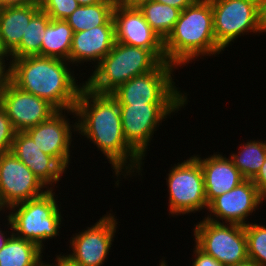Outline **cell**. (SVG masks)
<instances>
[{"label":"cell","instance_id":"9","mask_svg":"<svg viewBox=\"0 0 266 266\" xmlns=\"http://www.w3.org/2000/svg\"><path fill=\"white\" fill-rule=\"evenodd\" d=\"M217 45L224 51L238 36L261 33L258 0H210ZM248 32V33H247Z\"/></svg>","mask_w":266,"mask_h":266},{"label":"cell","instance_id":"17","mask_svg":"<svg viewBox=\"0 0 266 266\" xmlns=\"http://www.w3.org/2000/svg\"><path fill=\"white\" fill-rule=\"evenodd\" d=\"M11 152L34 173L47 190L53 189L66 171L54 157L41 151L26 132H16Z\"/></svg>","mask_w":266,"mask_h":266},{"label":"cell","instance_id":"20","mask_svg":"<svg viewBox=\"0 0 266 266\" xmlns=\"http://www.w3.org/2000/svg\"><path fill=\"white\" fill-rule=\"evenodd\" d=\"M40 9V3L0 8V35L10 53L20 44L31 18Z\"/></svg>","mask_w":266,"mask_h":266},{"label":"cell","instance_id":"29","mask_svg":"<svg viewBox=\"0 0 266 266\" xmlns=\"http://www.w3.org/2000/svg\"><path fill=\"white\" fill-rule=\"evenodd\" d=\"M16 131L5 110L0 106V155L10 152Z\"/></svg>","mask_w":266,"mask_h":266},{"label":"cell","instance_id":"13","mask_svg":"<svg viewBox=\"0 0 266 266\" xmlns=\"http://www.w3.org/2000/svg\"><path fill=\"white\" fill-rule=\"evenodd\" d=\"M0 106L16 132L35 127L57 111L46 100L18 88L10 80L0 94Z\"/></svg>","mask_w":266,"mask_h":266},{"label":"cell","instance_id":"38","mask_svg":"<svg viewBox=\"0 0 266 266\" xmlns=\"http://www.w3.org/2000/svg\"><path fill=\"white\" fill-rule=\"evenodd\" d=\"M116 1L124 6L138 7L141 3L150 0H116Z\"/></svg>","mask_w":266,"mask_h":266},{"label":"cell","instance_id":"34","mask_svg":"<svg viewBox=\"0 0 266 266\" xmlns=\"http://www.w3.org/2000/svg\"><path fill=\"white\" fill-rule=\"evenodd\" d=\"M9 68H10V66H8V64L7 65H4L0 61V94H1L4 86L6 85V83L9 80Z\"/></svg>","mask_w":266,"mask_h":266},{"label":"cell","instance_id":"39","mask_svg":"<svg viewBox=\"0 0 266 266\" xmlns=\"http://www.w3.org/2000/svg\"><path fill=\"white\" fill-rule=\"evenodd\" d=\"M60 254L59 255V266H79L78 264L72 262L69 258L66 256Z\"/></svg>","mask_w":266,"mask_h":266},{"label":"cell","instance_id":"16","mask_svg":"<svg viewBox=\"0 0 266 266\" xmlns=\"http://www.w3.org/2000/svg\"><path fill=\"white\" fill-rule=\"evenodd\" d=\"M63 114V110H57L47 120L25 132L41 151L54 157L67 170L71 160L70 146L73 141L71 130L77 131V121L74 125L70 124L66 114Z\"/></svg>","mask_w":266,"mask_h":266},{"label":"cell","instance_id":"36","mask_svg":"<svg viewBox=\"0 0 266 266\" xmlns=\"http://www.w3.org/2000/svg\"><path fill=\"white\" fill-rule=\"evenodd\" d=\"M12 57L11 53L7 50V48L4 46L2 37L0 35V61L5 65V59L6 61L9 59V57ZM6 57V58H5ZM8 58V59H7Z\"/></svg>","mask_w":266,"mask_h":266},{"label":"cell","instance_id":"41","mask_svg":"<svg viewBox=\"0 0 266 266\" xmlns=\"http://www.w3.org/2000/svg\"><path fill=\"white\" fill-rule=\"evenodd\" d=\"M232 266H259L256 262H254L253 260H246L244 262L238 263L236 265H232Z\"/></svg>","mask_w":266,"mask_h":266},{"label":"cell","instance_id":"33","mask_svg":"<svg viewBox=\"0 0 266 266\" xmlns=\"http://www.w3.org/2000/svg\"><path fill=\"white\" fill-rule=\"evenodd\" d=\"M259 25L261 33L266 32V0H258Z\"/></svg>","mask_w":266,"mask_h":266},{"label":"cell","instance_id":"5","mask_svg":"<svg viewBox=\"0 0 266 266\" xmlns=\"http://www.w3.org/2000/svg\"><path fill=\"white\" fill-rule=\"evenodd\" d=\"M55 195L52 189H48L37 198L9 207L13 234L37 244L41 249L45 247L43 241L58 236L63 217Z\"/></svg>","mask_w":266,"mask_h":266},{"label":"cell","instance_id":"44","mask_svg":"<svg viewBox=\"0 0 266 266\" xmlns=\"http://www.w3.org/2000/svg\"><path fill=\"white\" fill-rule=\"evenodd\" d=\"M160 261L161 262H160L159 266H168L164 259H163V261L162 260H160Z\"/></svg>","mask_w":266,"mask_h":266},{"label":"cell","instance_id":"18","mask_svg":"<svg viewBox=\"0 0 266 266\" xmlns=\"http://www.w3.org/2000/svg\"><path fill=\"white\" fill-rule=\"evenodd\" d=\"M114 44L115 25L112 17L105 25L73 33L69 62L73 65L92 61L96 67Z\"/></svg>","mask_w":266,"mask_h":266},{"label":"cell","instance_id":"15","mask_svg":"<svg viewBox=\"0 0 266 266\" xmlns=\"http://www.w3.org/2000/svg\"><path fill=\"white\" fill-rule=\"evenodd\" d=\"M264 200L252 180L246 179L234 189L214 198L207 208L211 214L210 216L208 214L205 219L215 223L245 226L248 224L245 221L247 217L256 209L258 210L257 207L263 204Z\"/></svg>","mask_w":266,"mask_h":266},{"label":"cell","instance_id":"43","mask_svg":"<svg viewBox=\"0 0 266 266\" xmlns=\"http://www.w3.org/2000/svg\"><path fill=\"white\" fill-rule=\"evenodd\" d=\"M7 6V0H0V8Z\"/></svg>","mask_w":266,"mask_h":266},{"label":"cell","instance_id":"42","mask_svg":"<svg viewBox=\"0 0 266 266\" xmlns=\"http://www.w3.org/2000/svg\"><path fill=\"white\" fill-rule=\"evenodd\" d=\"M56 264L54 265V263L51 264H45L43 261H41L37 266H59V255L56 256L55 258Z\"/></svg>","mask_w":266,"mask_h":266},{"label":"cell","instance_id":"6","mask_svg":"<svg viewBox=\"0 0 266 266\" xmlns=\"http://www.w3.org/2000/svg\"><path fill=\"white\" fill-rule=\"evenodd\" d=\"M176 68L169 62H161L154 70L133 77L111 94L119 104H187V93L178 90L173 81Z\"/></svg>","mask_w":266,"mask_h":266},{"label":"cell","instance_id":"14","mask_svg":"<svg viewBox=\"0 0 266 266\" xmlns=\"http://www.w3.org/2000/svg\"><path fill=\"white\" fill-rule=\"evenodd\" d=\"M115 42L151 50L162 62L166 61L164 41L151 28L138 7L116 2L113 9Z\"/></svg>","mask_w":266,"mask_h":266},{"label":"cell","instance_id":"28","mask_svg":"<svg viewBox=\"0 0 266 266\" xmlns=\"http://www.w3.org/2000/svg\"><path fill=\"white\" fill-rule=\"evenodd\" d=\"M40 8L51 19L65 20L79 6L76 0H39Z\"/></svg>","mask_w":266,"mask_h":266},{"label":"cell","instance_id":"10","mask_svg":"<svg viewBox=\"0 0 266 266\" xmlns=\"http://www.w3.org/2000/svg\"><path fill=\"white\" fill-rule=\"evenodd\" d=\"M123 135L127 143L145 158L151 137L162 120L187 104H119Z\"/></svg>","mask_w":266,"mask_h":266},{"label":"cell","instance_id":"27","mask_svg":"<svg viewBox=\"0 0 266 266\" xmlns=\"http://www.w3.org/2000/svg\"><path fill=\"white\" fill-rule=\"evenodd\" d=\"M248 257L259 266H266V226L249 223L244 226Z\"/></svg>","mask_w":266,"mask_h":266},{"label":"cell","instance_id":"37","mask_svg":"<svg viewBox=\"0 0 266 266\" xmlns=\"http://www.w3.org/2000/svg\"><path fill=\"white\" fill-rule=\"evenodd\" d=\"M39 3V0H7V6H22Z\"/></svg>","mask_w":266,"mask_h":266},{"label":"cell","instance_id":"7","mask_svg":"<svg viewBox=\"0 0 266 266\" xmlns=\"http://www.w3.org/2000/svg\"><path fill=\"white\" fill-rule=\"evenodd\" d=\"M196 245L225 266H232L249 259L244 226L215 223L203 219L194 225Z\"/></svg>","mask_w":266,"mask_h":266},{"label":"cell","instance_id":"25","mask_svg":"<svg viewBox=\"0 0 266 266\" xmlns=\"http://www.w3.org/2000/svg\"><path fill=\"white\" fill-rule=\"evenodd\" d=\"M145 20L164 41L174 29L181 11L155 1H146L138 6Z\"/></svg>","mask_w":266,"mask_h":266},{"label":"cell","instance_id":"26","mask_svg":"<svg viewBox=\"0 0 266 266\" xmlns=\"http://www.w3.org/2000/svg\"><path fill=\"white\" fill-rule=\"evenodd\" d=\"M239 149L238 154L232 153L229 158L245 179L252 180L265 162L266 140H250Z\"/></svg>","mask_w":266,"mask_h":266},{"label":"cell","instance_id":"40","mask_svg":"<svg viewBox=\"0 0 266 266\" xmlns=\"http://www.w3.org/2000/svg\"><path fill=\"white\" fill-rule=\"evenodd\" d=\"M76 1L78 2L79 5H93L100 3L104 0H76Z\"/></svg>","mask_w":266,"mask_h":266},{"label":"cell","instance_id":"22","mask_svg":"<svg viewBox=\"0 0 266 266\" xmlns=\"http://www.w3.org/2000/svg\"><path fill=\"white\" fill-rule=\"evenodd\" d=\"M116 0H104L93 5H79L65 21L73 33L105 25L113 17Z\"/></svg>","mask_w":266,"mask_h":266},{"label":"cell","instance_id":"3","mask_svg":"<svg viewBox=\"0 0 266 266\" xmlns=\"http://www.w3.org/2000/svg\"><path fill=\"white\" fill-rule=\"evenodd\" d=\"M221 51L213 30L210 0H197L181 11L174 29L164 40L166 62L177 68L197 57L216 56Z\"/></svg>","mask_w":266,"mask_h":266},{"label":"cell","instance_id":"35","mask_svg":"<svg viewBox=\"0 0 266 266\" xmlns=\"http://www.w3.org/2000/svg\"><path fill=\"white\" fill-rule=\"evenodd\" d=\"M6 217H7L6 219L9 222L8 225H10V227H11V228H9V229H11V233H10V231L9 232L8 231H5L4 232V231H2L0 229V250L7 244L9 238L13 235V228H12V225H11V221H10L8 215ZM6 232H8V236H7V233ZM9 233H10V236H9Z\"/></svg>","mask_w":266,"mask_h":266},{"label":"cell","instance_id":"1","mask_svg":"<svg viewBox=\"0 0 266 266\" xmlns=\"http://www.w3.org/2000/svg\"><path fill=\"white\" fill-rule=\"evenodd\" d=\"M75 112L77 131L107 157L114 175L141 174L144 159L125 140L120 105L111 93H97L84 84Z\"/></svg>","mask_w":266,"mask_h":266},{"label":"cell","instance_id":"19","mask_svg":"<svg viewBox=\"0 0 266 266\" xmlns=\"http://www.w3.org/2000/svg\"><path fill=\"white\" fill-rule=\"evenodd\" d=\"M203 170L206 201L209 204L214 198L234 189L246 179L234 165L231 158L222 154H213L208 158L194 155Z\"/></svg>","mask_w":266,"mask_h":266},{"label":"cell","instance_id":"23","mask_svg":"<svg viewBox=\"0 0 266 266\" xmlns=\"http://www.w3.org/2000/svg\"><path fill=\"white\" fill-rule=\"evenodd\" d=\"M43 249L37 244L12 235L0 250V266H37Z\"/></svg>","mask_w":266,"mask_h":266},{"label":"cell","instance_id":"21","mask_svg":"<svg viewBox=\"0 0 266 266\" xmlns=\"http://www.w3.org/2000/svg\"><path fill=\"white\" fill-rule=\"evenodd\" d=\"M73 30L65 20L51 19L41 44V56L63 59L69 62Z\"/></svg>","mask_w":266,"mask_h":266},{"label":"cell","instance_id":"4","mask_svg":"<svg viewBox=\"0 0 266 266\" xmlns=\"http://www.w3.org/2000/svg\"><path fill=\"white\" fill-rule=\"evenodd\" d=\"M161 62L151 50L115 42L84 84L97 93H112L133 77L154 70Z\"/></svg>","mask_w":266,"mask_h":266},{"label":"cell","instance_id":"2","mask_svg":"<svg viewBox=\"0 0 266 266\" xmlns=\"http://www.w3.org/2000/svg\"><path fill=\"white\" fill-rule=\"evenodd\" d=\"M69 64L63 59L43 56L11 59L9 80L18 88L46 100L56 110L77 117L75 106L84 82L76 83L77 77L70 71Z\"/></svg>","mask_w":266,"mask_h":266},{"label":"cell","instance_id":"32","mask_svg":"<svg viewBox=\"0 0 266 266\" xmlns=\"http://www.w3.org/2000/svg\"><path fill=\"white\" fill-rule=\"evenodd\" d=\"M152 1L160 2L162 4H166L176 9H179L180 11H183L186 7L195 3L197 0H152Z\"/></svg>","mask_w":266,"mask_h":266},{"label":"cell","instance_id":"31","mask_svg":"<svg viewBox=\"0 0 266 266\" xmlns=\"http://www.w3.org/2000/svg\"><path fill=\"white\" fill-rule=\"evenodd\" d=\"M252 182L256 186L258 193L266 201V159L256 176L252 179Z\"/></svg>","mask_w":266,"mask_h":266},{"label":"cell","instance_id":"30","mask_svg":"<svg viewBox=\"0 0 266 266\" xmlns=\"http://www.w3.org/2000/svg\"><path fill=\"white\" fill-rule=\"evenodd\" d=\"M194 247L193 253L195 254V258L192 266H225L214 259L211 255L202 251L196 244Z\"/></svg>","mask_w":266,"mask_h":266},{"label":"cell","instance_id":"24","mask_svg":"<svg viewBox=\"0 0 266 266\" xmlns=\"http://www.w3.org/2000/svg\"><path fill=\"white\" fill-rule=\"evenodd\" d=\"M51 18L40 9L30 20L20 44L11 52V59L29 56H41V44L44 32Z\"/></svg>","mask_w":266,"mask_h":266},{"label":"cell","instance_id":"12","mask_svg":"<svg viewBox=\"0 0 266 266\" xmlns=\"http://www.w3.org/2000/svg\"><path fill=\"white\" fill-rule=\"evenodd\" d=\"M109 214V215H108ZM88 229L79 231L71 237L72 251L65 255L79 266H103L114 241L117 220L108 213Z\"/></svg>","mask_w":266,"mask_h":266},{"label":"cell","instance_id":"11","mask_svg":"<svg viewBox=\"0 0 266 266\" xmlns=\"http://www.w3.org/2000/svg\"><path fill=\"white\" fill-rule=\"evenodd\" d=\"M47 187L11 151L0 155V207L4 210L15 204L43 195Z\"/></svg>","mask_w":266,"mask_h":266},{"label":"cell","instance_id":"8","mask_svg":"<svg viewBox=\"0 0 266 266\" xmlns=\"http://www.w3.org/2000/svg\"><path fill=\"white\" fill-rule=\"evenodd\" d=\"M167 175L169 215L207 210L203 170L194 155L182 163L174 164Z\"/></svg>","mask_w":266,"mask_h":266}]
</instances>
